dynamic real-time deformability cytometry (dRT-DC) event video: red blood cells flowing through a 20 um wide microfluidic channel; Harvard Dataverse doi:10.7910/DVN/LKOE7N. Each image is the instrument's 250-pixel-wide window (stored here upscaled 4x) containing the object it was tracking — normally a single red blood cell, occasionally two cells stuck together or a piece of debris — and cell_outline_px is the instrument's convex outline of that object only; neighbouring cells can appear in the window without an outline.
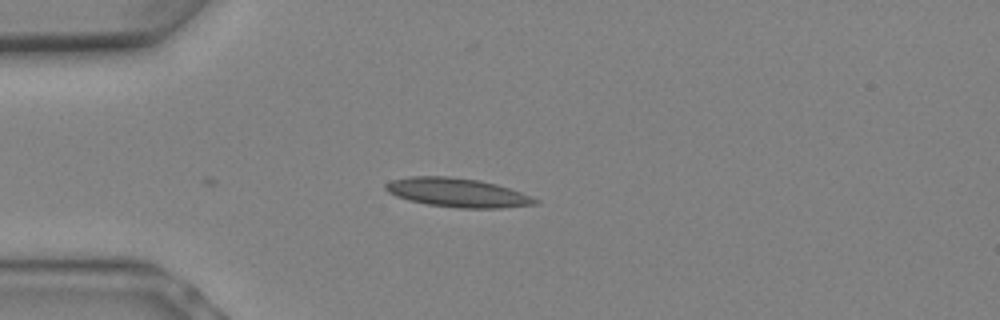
{"species": "Egyptian fruit bat (a non-hibernating species)", "species_latin": "Rousettus aegyptiacus", "temperature_condition": "warm", "stored_images_in_passage": 3, "camera_frame_rate_fps": 3000, "um_per_image_px": 0.085, "animal": {"sex": "female"}, "frame": {"image": 1, "passage_image": 1, "time_ms": 0.0, "image_size_px": [1000, 320], "cell_outline_px": [[540, 204], [500, 208], [460, 208], [428, 204], [408, 200], [396, 196], [388, 192], [384, 188], [384, 184], [392, 180], [408, 176], [448, 176], [480, 180], [496, 184], [520, 192], [540, 200]], "centroid_in_image_um": [38.88, 16.37], "position_along_channel_um": 46.1, "area_um2": 25.26}}
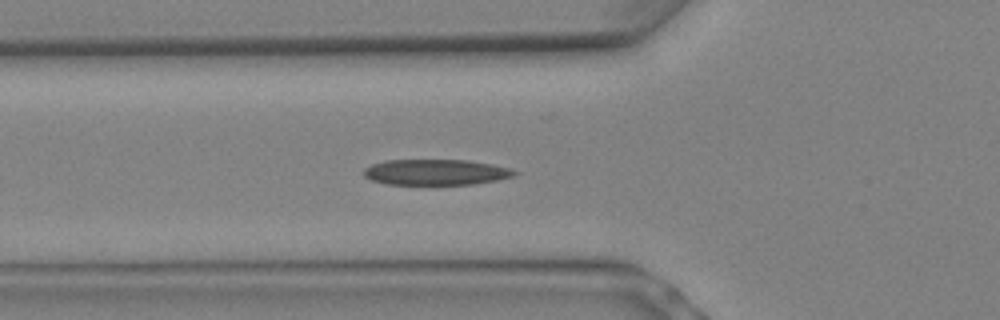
{"frame": {"image": 2, "passage_image": 3, "time_ms": 0.667, "image_size_px": [1000, 320], "cell_outline_px": [[520, 172], [512, 176], [496, 180], [472, 184], [388, 184], [372, 180], [364, 176], [364, 168], [372, 164], [384, 160], [468, 160], [492, 164], [508, 168]], "centroid_in_image_um": [37.03, 14.63], "position_along_channel_um": 88.8, "area_um2": 22.43}}